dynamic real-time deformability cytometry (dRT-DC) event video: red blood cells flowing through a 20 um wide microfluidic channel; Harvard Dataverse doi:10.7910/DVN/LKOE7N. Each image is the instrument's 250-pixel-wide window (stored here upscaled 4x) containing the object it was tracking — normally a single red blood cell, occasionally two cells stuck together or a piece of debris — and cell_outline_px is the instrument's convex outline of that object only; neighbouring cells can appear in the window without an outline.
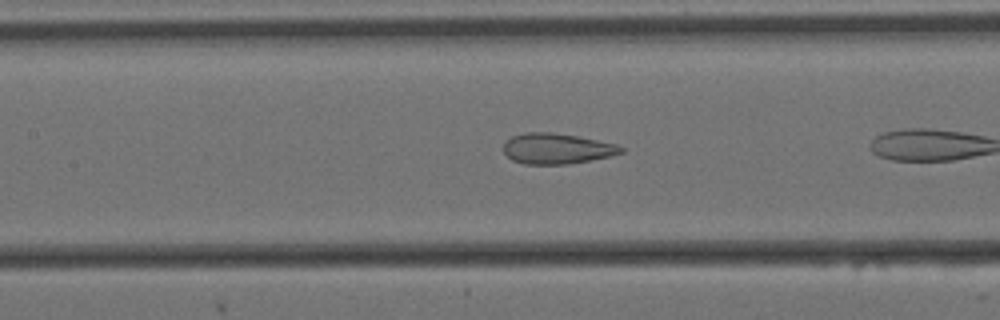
{"species": "Egyptian fruit bat (a non-hibernating species)", "species_latin": "Rousettus aegyptiacus", "temperature_condition": "cold", "stored_images_in_passage": 10, "camera_frame_rate_fps": 3000, "um_per_image_px": 0.085, "animal": {"sex": "female"}, "frame": {"image": 1, "passage_image": 9, "time_ms": 2.667, "image_size_px": [1000, 320], "cell_outline_px": [[624, 152], [612, 156], [592, 160], [568, 164], [524, 164], [512, 160], [504, 152], [504, 140], [512, 136], [524, 132], [552, 132], [576, 136], [616, 144], [624, 148]], "centroid_in_image_um": [47.32, 12.63], "position_along_channel_um": 160.1, "area_um2": 21.04}}